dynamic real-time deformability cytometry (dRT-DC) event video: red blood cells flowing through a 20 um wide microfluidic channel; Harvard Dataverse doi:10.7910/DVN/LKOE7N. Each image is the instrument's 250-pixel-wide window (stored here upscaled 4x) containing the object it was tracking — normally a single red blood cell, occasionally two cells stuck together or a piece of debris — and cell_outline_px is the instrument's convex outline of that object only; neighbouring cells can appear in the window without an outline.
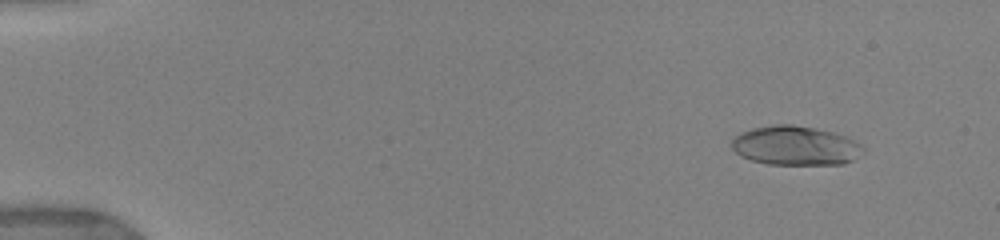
{"species": "human", "species_latin": "Homo sapiens", "temperature_condition": "warm", "stored_images_in_passage": 21, "camera_frame_rate_fps": 3000, "um_per_image_px": 0.085, "donor": {"sex": "female"}, "frame": {"image": 1, "passage_image": 7, "time_ms": 1.333, "image_size_px": [1000, 240], "cell_outline_px": [[864, 152], [852, 160], [844, 164], [768, 164], [752, 160], [740, 156], [732, 148], [732, 140], [740, 132], [752, 128], [772, 124], [792, 124], [816, 128], [832, 132], [844, 136], [860, 144], [864, 148]], "centroid_in_image_um": [67.59, 12.37], "position_along_channel_um": 17.4, "area_um2": 30.0}}
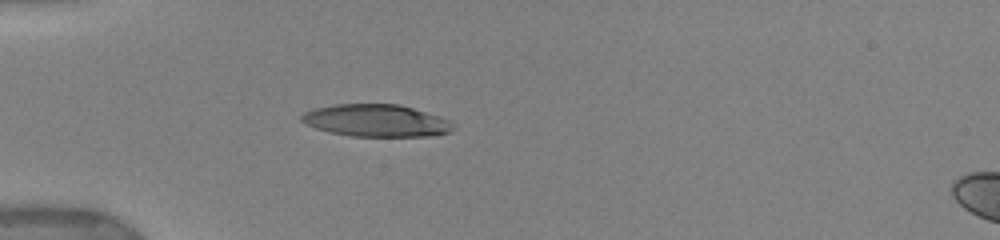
{"frame": {"image": 2, "passage_image": 19, "time_ms": 5.0, "image_size_px": [1000, 240], "cell_outline_px": [[456, 128], [448, 132], [436, 136], [352, 136], [332, 132], [316, 128], [300, 120], [300, 116], [304, 112], [312, 108], [332, 104], [400, 104], [440, 116], [456, 124]], "centroid_in_image_um": [32.01, 10.24], "position_along_channel_um": 53.0, "area_um2": 28.67}}